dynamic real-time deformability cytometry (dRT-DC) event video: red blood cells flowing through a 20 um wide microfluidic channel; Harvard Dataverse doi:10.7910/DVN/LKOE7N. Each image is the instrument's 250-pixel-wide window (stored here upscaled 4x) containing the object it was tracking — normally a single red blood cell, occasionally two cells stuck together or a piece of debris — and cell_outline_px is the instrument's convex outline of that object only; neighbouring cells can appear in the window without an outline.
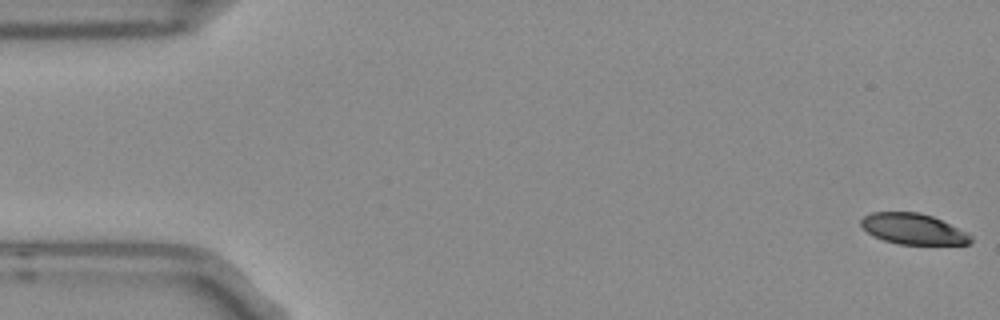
{"species": "Egyptian fruit bat (a non-hibernating species)", "species_latin": "Rousettus aegyptiacus", "temperature_condition": "room temperature", "stored_images_in_passage": 6, "segment_of_instrument_passage": [1, 2], "camera_frame_rate_fps": 3000, "um_per_image_px": 0.085, "frame": {"image": 1, "passage_image": 1, "time_ms": 0.0, "image_size_px": [1000, 320], "cell_outline_px": [[972, 240], [968, 244], [900, 244], [884, 240], [872, 236], [860, 224], [860, 220], [864, 216], [872, 212], [920, 212], [932, 216], [968, 232], [972, 236]], "centroid_in_image_um": [77.62, 19.45], "position_along_channel_um": 7.4, "area_um2": 19.65}}